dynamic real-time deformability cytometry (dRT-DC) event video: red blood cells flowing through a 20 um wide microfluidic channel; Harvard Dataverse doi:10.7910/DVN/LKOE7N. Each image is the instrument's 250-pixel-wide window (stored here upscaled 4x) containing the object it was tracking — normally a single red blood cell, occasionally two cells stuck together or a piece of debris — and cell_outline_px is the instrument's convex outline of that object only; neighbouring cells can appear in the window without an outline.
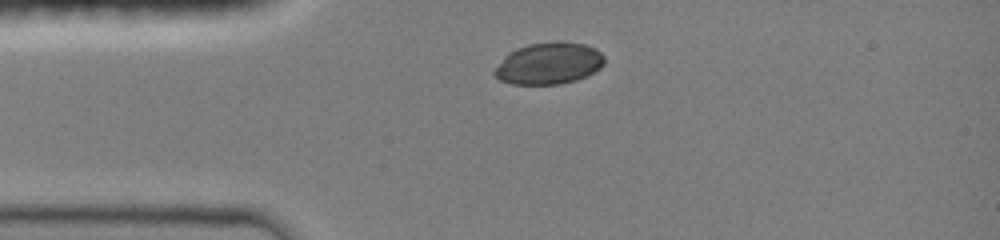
{"species": "common noctule bat (a hibernating species)", "species_latin": "Nyctalus noctula", "temperature_condition": "room temperature", "stored_images_in_passage": 29, "camera_frame_rate_fps": 3000, "um_per_image_px": 0.085, "animal": {"sex": "female", "body_mass_g": 19.0, "forearm_length_mm": 51.5}, "frame": {"image": 1, "passage_image": 1, "time_ms": 0.0, "image_size_px": [1000, 240], "cell_outline_px": [[604, 64], [600, 68], [576, 80], [560, 84], [512, 84], [500, 80], [492, 72], [504, 56], [508, 52], [516, 48], [528, 44], [556, 40], [584, 44], [596, 48], [604, 56]], "centroid_in_image_um": [46.63, 5.37], "position_along_channel_um": 38.4, "area_um2": 26.88}}
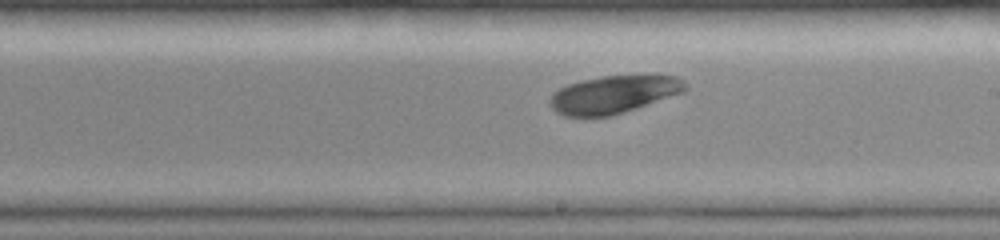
{"frame": {"image": 2, "passage_image": 12, "time_ms": 5.333, "image_size_px": [1000, 240], "cell_outline_px": [[688, 88], [684, 92], [612, 116], [564, 116], [556, 112], [552, 108], [548, 100], [552, 92], [568, 84], [580, 80], [604, 76], [640, 72], [656, 72], [676, 76], [684, 80], [688, 84]], "centroid_in_image_um": [52.24, 7.96], "position_along_channel_um": 236.8, "area_um2": 30.98}}
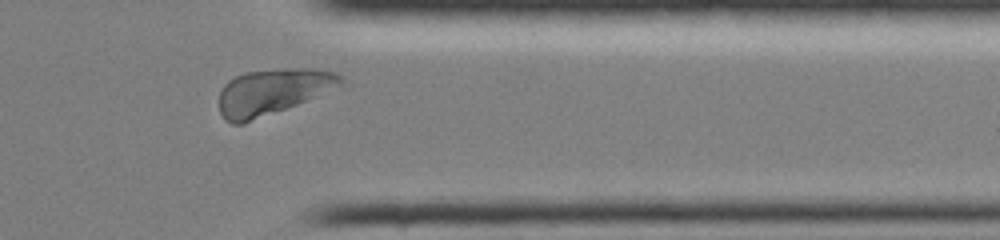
{"frame": {"image": 3, "passage_image": 25, "time_ms": 9.0, "image_size_px": [1000, 240], "cell_outline_px": [[348, 84], [244, 124], [232, 124], [224, 120], [220, 112], [220, 92], [224, 84], [228, 80], [244, 72], [276, 68], [312, 68], [336, 72], [344, 76]], "centroid_in_image_um": [23.22, 7.77], "position_along_channel_um": 388.2, "area_um2": 33.0}}